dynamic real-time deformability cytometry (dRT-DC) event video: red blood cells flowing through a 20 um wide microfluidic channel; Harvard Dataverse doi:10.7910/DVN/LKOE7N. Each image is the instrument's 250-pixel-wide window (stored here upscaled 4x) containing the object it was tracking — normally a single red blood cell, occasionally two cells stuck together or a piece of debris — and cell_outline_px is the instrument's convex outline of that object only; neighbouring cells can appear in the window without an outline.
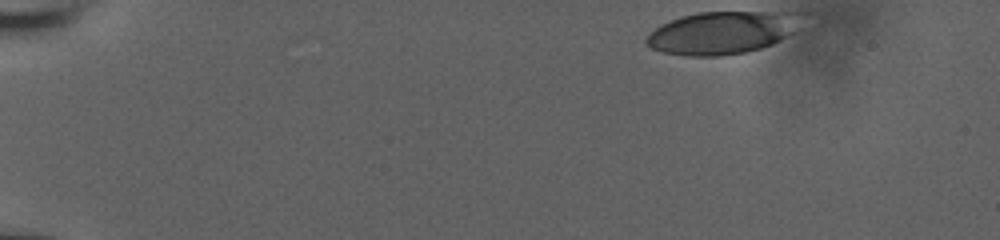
{"species": "human", "species_latin": "Homo sapiens", "temperature_condition": "room temperature", "stored_images_in_passage": 42, "camera_frame_rate_fps": 3000, "um_per_image_px": 0.085, "donor": {"sex": "male"}, "frame": {"image": 1, "passage_image": 1, "time_ms": 0.0, "image_size_px": [1000, 240], "cell_outline_px": [[812, 12], [788, 36], [772, 44], [760, 48], [744, 52], [720, 56], [684, 56], [664, 52], [652, 48], [644, 40], [648, 32], [660, 24], [680, 16], [696, 12]], "centroid_in_image_um": [61.42, 2.75], "position_along_channel_um": 23.6, "area_um2": 39.13}}
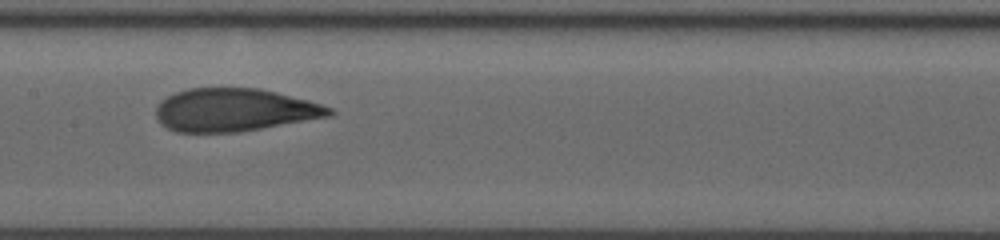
{"frame": {"image": 2, "passage_image": 24, "time_ms": 7.667, "image_size_px": [1000, 240], "cell_outline_px": [[336, 112], [332, 116], [240, 132], [176, 132], [160, 124], [156, 116], [156, 104], [160, 100], [176, 92], [188, 88], [260, 88], [308, 100], [332, 108]], "centroid_in_image_um": [19.91, 9.35], "position_along_channel_um": 187.5, "area_um2": 43.58}}
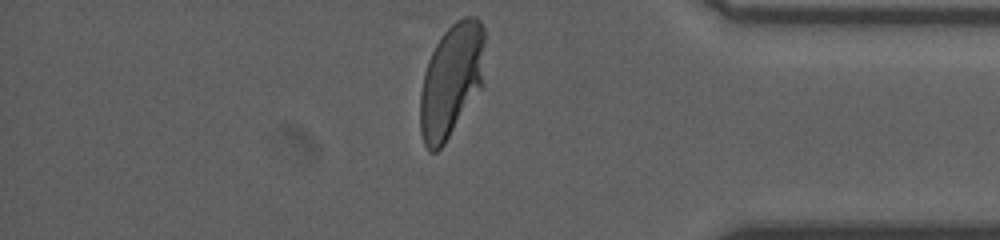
{"frame": {"image": 3, "passage_image": 42, "time_ms": 13.667, "image_size_px": [1000, 240], "cell_outline_px": [[484, 84], [444, 144], [436, 152], [428, 152], [424, 144], [420, 132], [420, 92], [424, 72], [428, 60], [440, 36], [456, 20], [464, 16], [476, 16], [480, 20], [484, 28]], "centroid_in_image_um": [38.37, 6.82], "position_along_channel_um": 396.8, "area_um2": 43.23}, "authors_computed_cell_mechanics": {"area_um2": 43.2344, "velocity_mm_per_s": 3.8062, "shape_relaxation_time_tau1_ms": 5.3, "shape_relaxation_time_tau2_ms": null, "deformation_change_tau1": 0.2286, "deformation_change_tau2": null}}